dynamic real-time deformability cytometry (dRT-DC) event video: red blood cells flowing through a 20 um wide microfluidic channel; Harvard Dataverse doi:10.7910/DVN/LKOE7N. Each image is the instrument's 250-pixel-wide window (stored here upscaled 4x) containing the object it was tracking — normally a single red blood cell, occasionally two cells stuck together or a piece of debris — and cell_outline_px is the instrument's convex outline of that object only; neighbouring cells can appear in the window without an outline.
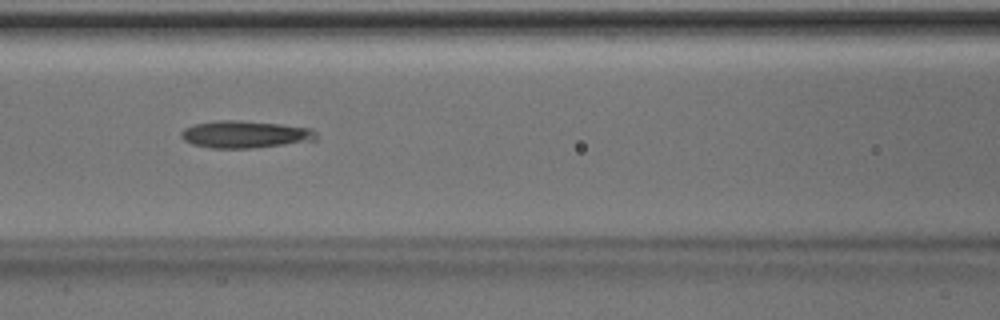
{"species": "Egyptian fruit bat (a non-hibernating species)", "species_latin": "Rousettus aegyptiacus", "temperature_condition": "room temperature", "stored_images_in_passage": 45, "camera_frame_rate_fps": 3000, "um_per_image_px": 0.085, "animal": {"sex": "male"}, "frame": {"image": 1, "passage_image": 22, "time_ms": 7.0, "image_size_px": [1000, 320], "cell_outline_px": [[316, 140], [252, 148], [212, 148], [192, 144], [184, 140], [180, 136], [180, 132], [184, 128], [192, 124], [216, 120], [240, 120], [280, 124], [312, 128], [316, 132]], "centroid_in_image_um": [20.79, 11.41], "position_along_channel_um": 145.8, "area_um2": 21.5}}
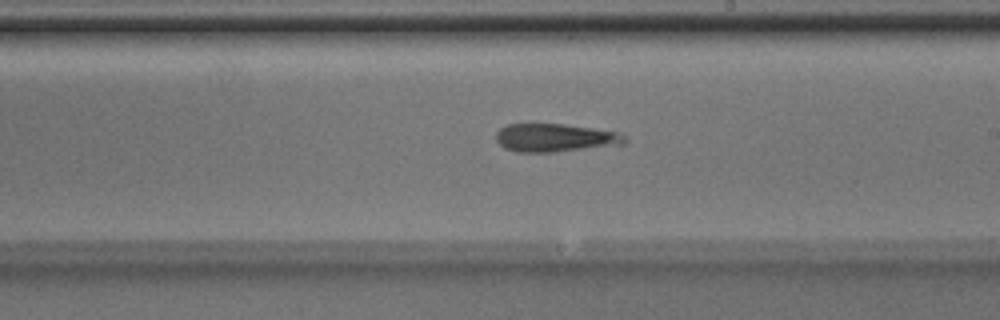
{"frame": {"image": 2, "passage_image": 29, "time_ms": 9.333, "image_size_px": [1000, 320], "cell_outline_px": [[628, 140], [624, 144], [552, 152], [516, 152], [504, 148], [496, 140], [496, 132], [500, 128], [508, 124], [564, 124], [620, 132]], "centroid_in_image_um": [47.17, 11.71], "position_along_channel_um": 241.8, "area_um2": 21.1}}
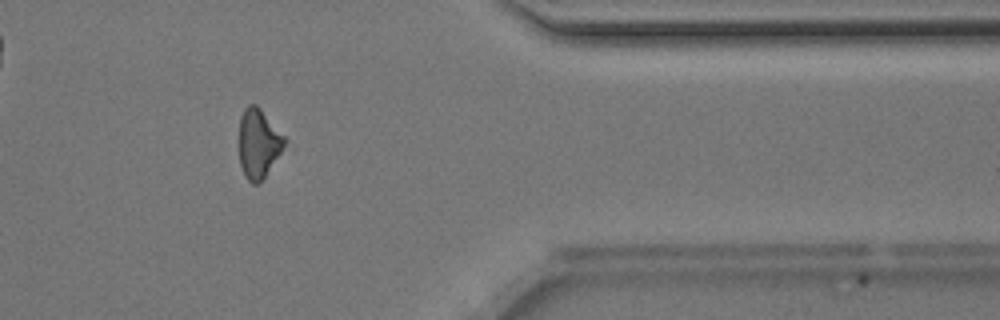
{"frame": {"image": 3, "passage_image": 41, "time_ms": 13.333, "image_size_px": [1000, 320], "cell_outline_px": [[284, 144], [280, 152], [264, 176], [256, 184], [252, 184], [244, 176], [240, 164], [240, 116], [244, 108], [248, 104], [256, 104], [260, 108], [284, 136]], "centroid_in_image_um": [21.93, 12.16], "position_along_channel_um": 389.5, "area_um2": 17.74}, "authors_computed_cell_mechanics": {"area_um2": 20.519, "velocity_mm_per_s": 4.137, "shape_relaxation_time_tau1_ms": 3.772, "shape_relaxation_time_tau2_ms": 9.5496, "deformation_change_tau1": 0.0938, "deformation_change_tau2": 0.2924}}